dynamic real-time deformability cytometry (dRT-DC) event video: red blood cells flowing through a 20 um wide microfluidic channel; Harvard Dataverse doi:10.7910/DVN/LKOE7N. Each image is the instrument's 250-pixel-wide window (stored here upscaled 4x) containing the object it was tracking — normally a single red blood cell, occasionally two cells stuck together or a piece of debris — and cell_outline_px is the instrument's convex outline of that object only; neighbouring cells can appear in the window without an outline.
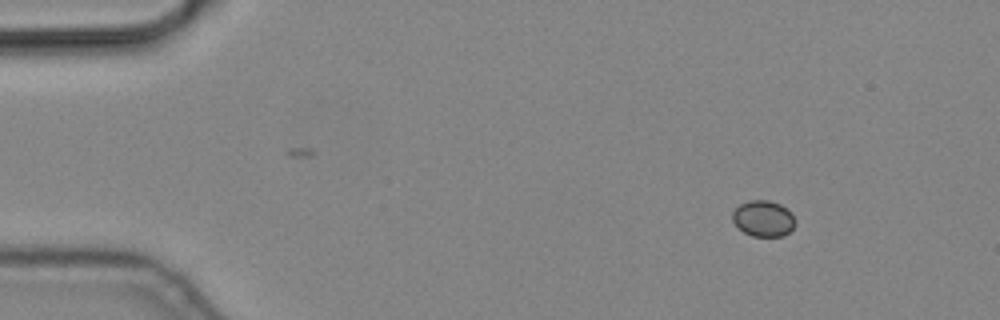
{"species": "common noctule bat (a hibernating species)", "species_latin": "Nyctalus noctula", "temperature_condition": "cold", "stored_images_in_passage": 5, "camera_frame_rate_fps": 3000, "um_per_image_px": 0.085, "animal": {"sex": "male", "body_mass_g": 19.2, "forearm_length_mm": 51.8}, "frame": {"image": 1, "passage_image": 1, "time_ms": 0.0, "image_size_px": [1000, 320], "cell_outline_px": [[796, 224], [784, 236], [752, 236], [744, 232], [732, 220], [732, 212], [740, 204], [748, 200], [768, 200], [780, 204], [788, 208], [792, 212], [796, 220]], "centroid_in_image_um": [64.91, 18.56], "position_along_channel_um": 20.1, "area_um2": 13.29}}
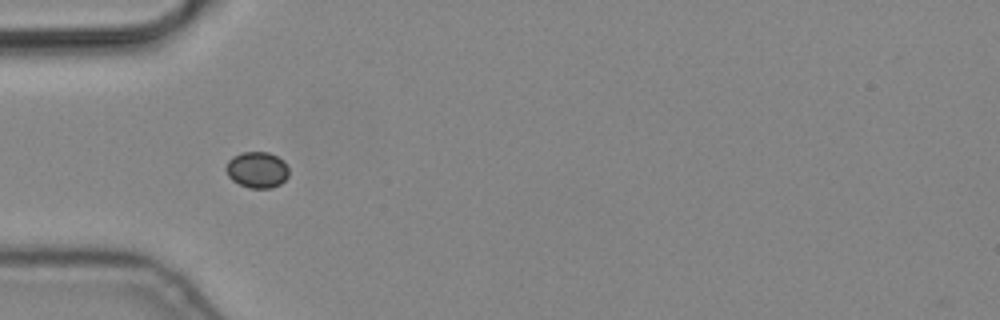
{"frame": {"image": 2, "passage_image": 4, "time_ms": 1.0, "image_size_px": [1000, 320], "cell_outline_px": [[288, 176], [280, 184], [272, 188], [248, 188], [232, 180], [228, 176], [224, 168], [228, 160], [232, 156], [244, 152], [268, 152], [284, 160], [288, 168]], "centroid_in_image_um": [21.84, 14.43], "position_along_channel_um": 63.2, "area_um2": 13.35}}
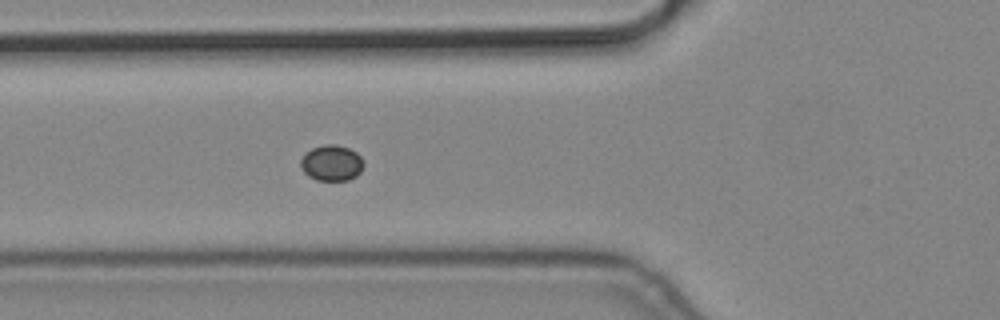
{"frame": {"image": 3, "passage_image": 5, "time_ms": 1.333, "image_size_px": [1000, 320], "cell_outline_px": [[364, 168], [356, 176], [348, 180], [316, 180], [308, 176], [304, 172], [300, 164], [300, 160], [312, 148], [324, 144], [336, 144], [348, 148], [356, 152], [364, 160]], "centroid_in_image_um": [28.22, 13.85], "position_along_channel_um": 97.6, "area_um2": 13.18}}